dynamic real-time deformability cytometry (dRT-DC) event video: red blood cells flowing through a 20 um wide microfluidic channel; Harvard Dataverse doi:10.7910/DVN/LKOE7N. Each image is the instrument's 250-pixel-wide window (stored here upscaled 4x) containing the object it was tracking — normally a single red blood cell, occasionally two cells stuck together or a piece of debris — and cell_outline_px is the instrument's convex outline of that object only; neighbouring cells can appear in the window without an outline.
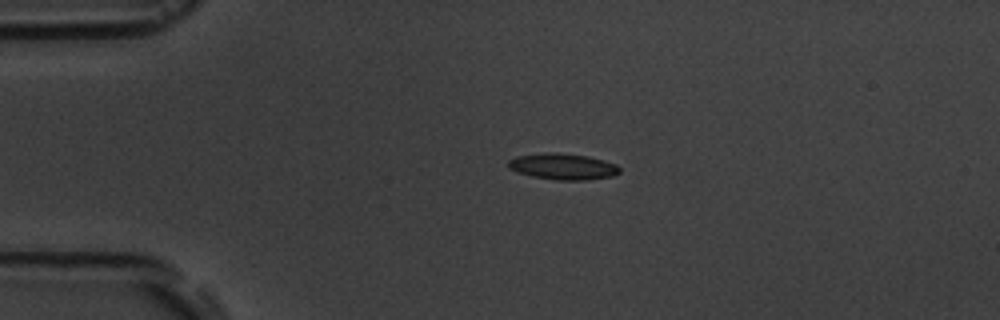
{"species": "common noctule bat (a hibernating species)", "species_latin": "Nyctalus noctula", "temperature_condition": "room temperature", "stored_images_in_passage": 3, "camera_frame_rate_fps": 3000, "um_per_image_px": 0.085, "animal": {"sex": "male", "body_mass_g": 19.5, "forearm_length_mm": 54.6}, "frame": {"image": 1, "passage_image": 2, "time_ms": 1.0, "image_size_px": [1000, 320], "cell_outline_px": [[620, 172], [612, 176], [588, 180], [556, 180], [532, 176], [508, 168], [508, 160], [516, 156], [544, 152], [556, 152], [588, 156], [604, 160], [616, 164], [620, 168]], "centroid_in_image_um": [47.85, 14.14], "position_along_channel_um": 37.1, "area_um2": 17.05}}